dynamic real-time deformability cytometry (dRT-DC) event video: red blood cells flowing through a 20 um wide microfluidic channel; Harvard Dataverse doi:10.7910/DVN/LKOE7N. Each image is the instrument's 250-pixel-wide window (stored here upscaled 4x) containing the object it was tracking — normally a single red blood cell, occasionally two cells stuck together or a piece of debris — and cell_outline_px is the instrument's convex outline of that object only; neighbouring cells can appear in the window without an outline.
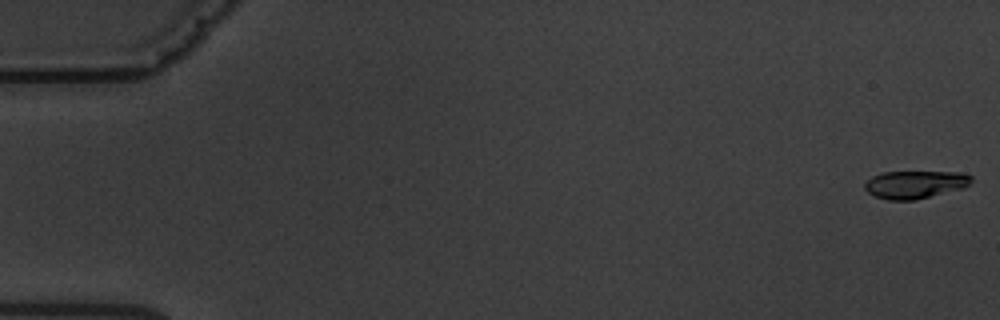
{"species": "common noctule bat (a hibernating species)", "species_latin": "Nyctalus noctula", "temperature_condition": "warm", "stored_images_in_passage": 5, "camera_frame_rate_fps": 3000, "um_per_image_px": 0.085, "animal": {"sex": "male", "body_mass_g": 19.5, "forearm_length_mm": 54.6}, "frame": {"image": 1, "passage_image": 1, "time_ms": 0.0, "image_size_px": [1000, 320], "cell_outline_px": [[972, 180], [964, 188], [916, 200], [888, 200], [876, 196], [868, 192], [864, 188], [864, 184], [872, 176], [884, 172], [960, 172], [972, 176]], "centroid_in_image_um": [77.79, 15.68], "position_along_channel_um": 7.2, "area_um2": 17.22}}
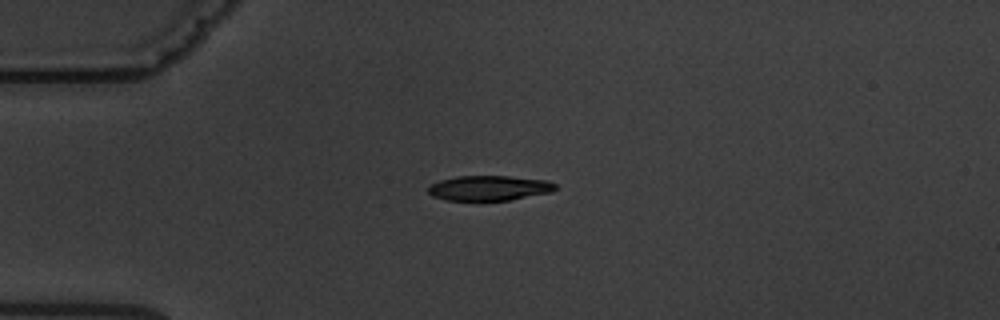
{"frame": {"image": 2, "passage_image": 5, "time_ms": 4.667, "image_size_px": [1000, 320], "cell_outline_px": [[556, 188], [552, 192], [508, 200], [444, 200], [432, 196], [428, 192], [428, 188], [432, 184], [440, 180], [456, 176], [508, 176], [548, 180], [556, 184]], "centroid_in_image_um": [41.58, 15.98], "position_along_channel_um": 43.4, "area_um2": 18.5}}